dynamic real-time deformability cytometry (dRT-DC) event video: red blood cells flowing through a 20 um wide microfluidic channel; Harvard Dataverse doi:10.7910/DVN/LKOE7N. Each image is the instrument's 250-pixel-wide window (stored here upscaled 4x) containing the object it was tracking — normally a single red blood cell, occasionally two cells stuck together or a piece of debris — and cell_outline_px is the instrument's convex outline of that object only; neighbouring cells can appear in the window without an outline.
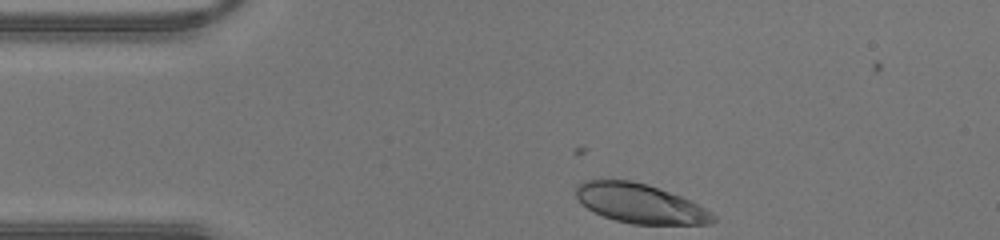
{"species": "human", "species_latin": "Homo sapiens", "temperature_condition": "warm", "stored_images_in_passage": 27, "camera_frame_rate_fps": 3000, "um_per_image_px": 0.085, "donor": {"sex": "male"}, "frame": {"image": 1, "passage_image": 1, "time_ms": 0.0, "image_size_px": [1000, 240], "cell_outline_px": [[716, 220], [708, 224], [632, 224], [616, 220], [604, 216], [588, 208], [576, 196], [576, 184], [584, 180], [632, 180], [648, 184], [680, 196], [712, 212], [716, 216]], "centroid_in_image_um": [54.41, 17.29], "position_along_channel_um": 30.6, "area_um2": 31.15}}
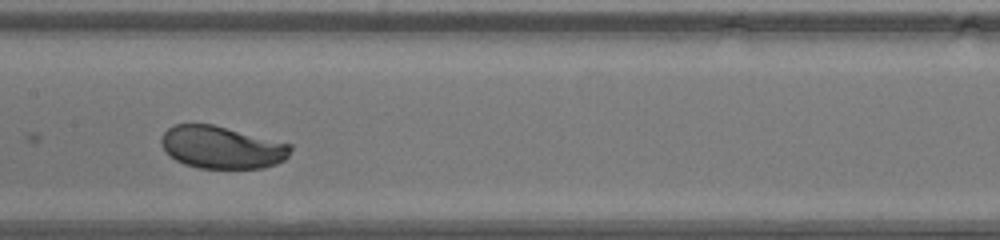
{"frame": {"image": 2, "passage_image": 14, "time_ms": 4.333, "image_size_px": [1000, 240], "cell_outline_px": [[292, 148], [288, 156], [284, 160], [276, 164], [264, 168], [196, 168], [184, 164], [176, 160], [160, 144], [160, 140], [164, 132], [172, 124], [212, 124], [292, 144]], "centroid_in_image_um": [18.86, 12.52], "position_along_channel_um": 188.5, "area_um2": 31.96}}
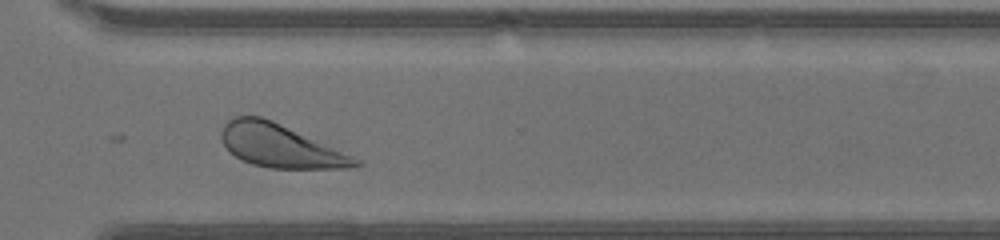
{"frame": {"image": 3, "passage_image": 24, "time_ms": 7.667, "image_size_px": [1000, 240], "cell_outline_px": [[364, 164], [348, 168], [268, 168], [252, 164], [236, 156], [220, 140], [220, 132], [224, 124], [228, 120], [236, 116], [260, 116], [272, 120], [364, 160]], "centroid_in_image_um": [23.85, 12.4], "position_along_channel_um": 346.7, "area_um2": 33.64}}